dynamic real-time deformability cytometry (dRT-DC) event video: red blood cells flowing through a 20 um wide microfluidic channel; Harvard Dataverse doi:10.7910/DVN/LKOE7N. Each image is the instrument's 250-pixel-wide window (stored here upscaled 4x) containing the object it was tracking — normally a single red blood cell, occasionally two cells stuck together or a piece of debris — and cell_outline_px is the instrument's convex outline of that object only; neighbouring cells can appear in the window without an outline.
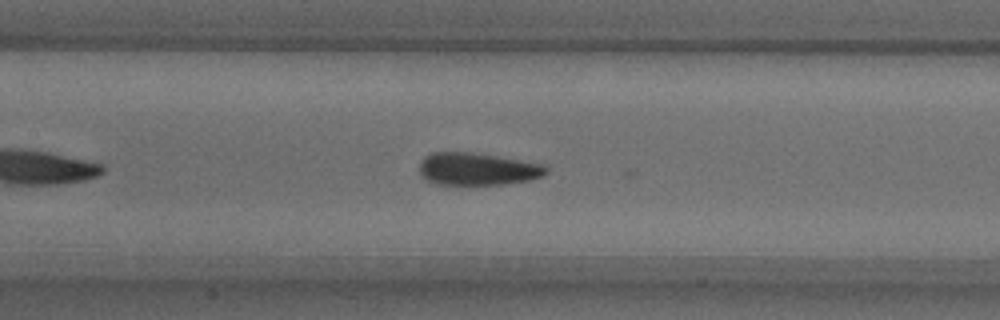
{"species": "common noctule bat (a hibernating species)", "species_latin": "Nyctalus noctula", "temperature_condition": "warm", "stored_images_in_passage": 22, "camera_frame_rate_fps": 3000, "um_per_image_px": 0.085, "animal": {"sex": "male", "body_mass_g": 18.8}, "frame": {"image": 1, "passage_image": 13, "time_ms": 4.0, "image_size_px": [1000, 320], "cell_outline_px": [[548, 172], [544, 176], [532, 180], [504, 184], [436, 184], [424, 180], [420, 176], [420, 160], [424, 156], [432, 152], [472, 152], [544, 164], [548, 168]], "centroid_in_image_um": [40.57, 14.37], "position_along_channel_um": 166.8, "area_um2": 24.22}}
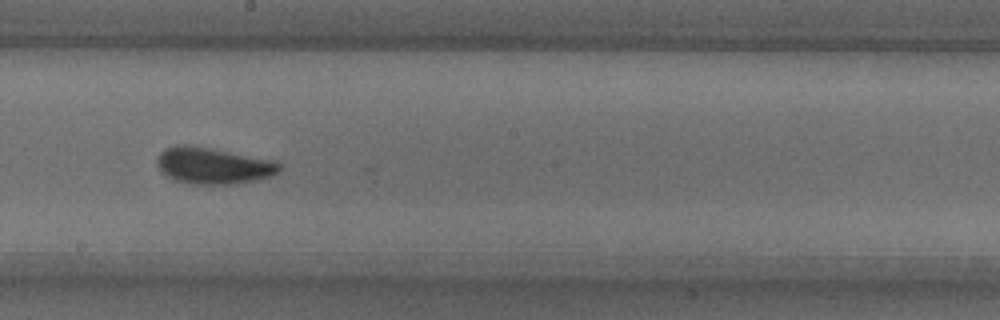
{"frame": {"image": 2, "passage_image": 18, "time_ms": 5.667, "image_size_px": [1000, 320], "cell_outline_px": [[280, 168], [272, 176], [256, 180], [232, 184], [192, 184], [176, 180], [160, 172], [156, 164], [156, 160], [160, 152], [176, 144], [192, 144], [276, 160], [280, 164]], "centroid_in_image_um": [18.11, 14.06], "position_along_channel_um": 230.1, "area_um2": 26.3}}